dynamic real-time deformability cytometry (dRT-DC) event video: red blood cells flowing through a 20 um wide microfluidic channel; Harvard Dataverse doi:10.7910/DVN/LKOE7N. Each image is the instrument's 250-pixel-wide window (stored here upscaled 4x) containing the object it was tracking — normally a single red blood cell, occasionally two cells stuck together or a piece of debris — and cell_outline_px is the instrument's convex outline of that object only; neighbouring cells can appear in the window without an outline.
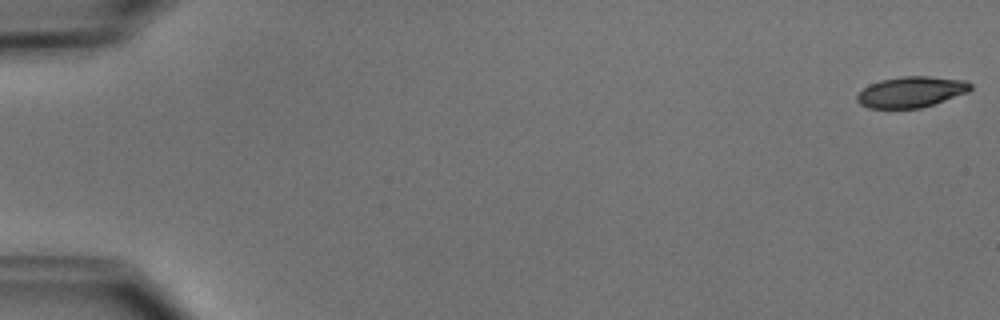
{"species": "common noctule bat (a hibernating species)", "species_latin": "Nyctalus noctula", "temperature_condition": "cold", "stored_images_in_passage": 15, "camera_frame_rate_fps": 3000, "um_per_image_px": 0.085, "animal": {"sex": "male", "body_mass_g": 15.6}, "frame": {"image": 1, "passage_image": 1, "time_ms": 0.0, "image_size_px": [1000, 320], "cell_outline_px": [[972, 88], [968, 92], [920, 108], [868, 108], [860, 104], [856, 100], [856, 96], [868, 84], [880, 80], [900, 76], [928, 76], [968, 80], [972, 84]], "centroid_in_image_um": [77.45, 7.8], "position_along_channel_um": 7.6, "area_um2": 20.46}}